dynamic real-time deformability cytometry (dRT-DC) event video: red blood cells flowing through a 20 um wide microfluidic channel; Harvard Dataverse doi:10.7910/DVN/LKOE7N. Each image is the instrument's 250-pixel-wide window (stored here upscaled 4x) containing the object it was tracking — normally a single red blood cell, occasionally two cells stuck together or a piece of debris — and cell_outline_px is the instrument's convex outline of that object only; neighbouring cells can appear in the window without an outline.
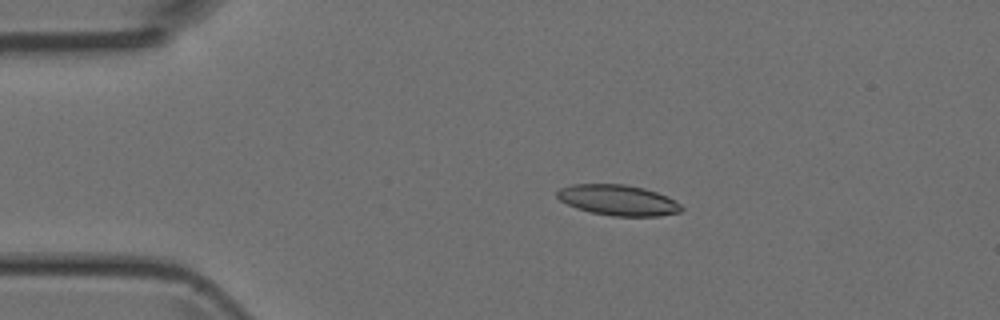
{"species": "Egyptian fruit bat (a non-hibernating species)", "species_latin": "Rousettus aegyptiacus", "temperature_condition": "room temperature", "stored_images_in_passage": 47, "camera_frame_rate_fps": 3000, "um_per_image_px": 0.085, "animal": {"sex": "female"}, "frame": {"image": 1, "passage_image": 8, "time_ms": 2.333, "image_size_px": [1000, 320], "cell_outline_px": [[684, 208], [680, 212], [660, 216], [612, 216], [592, 212], [576, 208], [560, 200], [556, 196], [556, 192], [560, 188], [572, 184], [624, 184], [644, 188], [668, 196], [680, 204]], "centroid_in_image_um": [52.54, 17.01], "position_along_channel_um": 32.5, "area_um2": 22.2}}
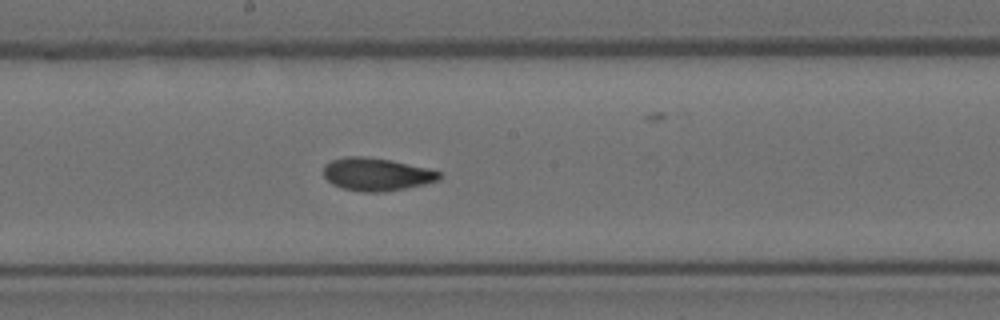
{"frame": {"image": 2, "passage_image": 24, "time_ms": 7.667, "image_size_px": [1000, 320], "cell_outline_px": [[440, 176], [436, 180], [424, 184], [384, 192], [364, 192], [340, 188], [332, 184], [324, 176], [324, 164], [332, 160], [344, 156], [364, 156], [392, 160], [428, 168], [440, 172]], "centroid_in_image_um": [31.96, 14.81], "position_along_channel_um": 216.2, "area_um2": 22.14}}
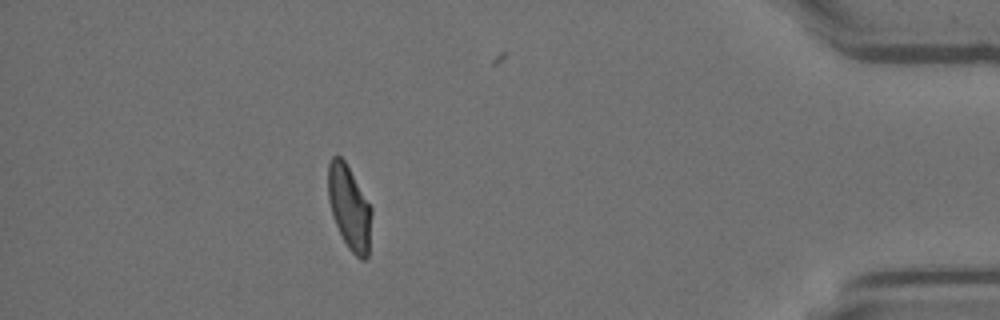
{"frame": {"image": 3, "passage_image": 41, "time_ms": 13.333, "image_size_px": [1000, 320], "cell_outline_px": [[372, 212], [368, 256], [364, 260], [360, 260], [348, 248], [332, 216], [328, 200], [328, 164], [332, 156], [340, 156], [344, 160], [372, 208]], "centroid_in_image_um": [29.69, 17.65], "position_along_channel_um": 405.5, "area_um2": 21.15}}